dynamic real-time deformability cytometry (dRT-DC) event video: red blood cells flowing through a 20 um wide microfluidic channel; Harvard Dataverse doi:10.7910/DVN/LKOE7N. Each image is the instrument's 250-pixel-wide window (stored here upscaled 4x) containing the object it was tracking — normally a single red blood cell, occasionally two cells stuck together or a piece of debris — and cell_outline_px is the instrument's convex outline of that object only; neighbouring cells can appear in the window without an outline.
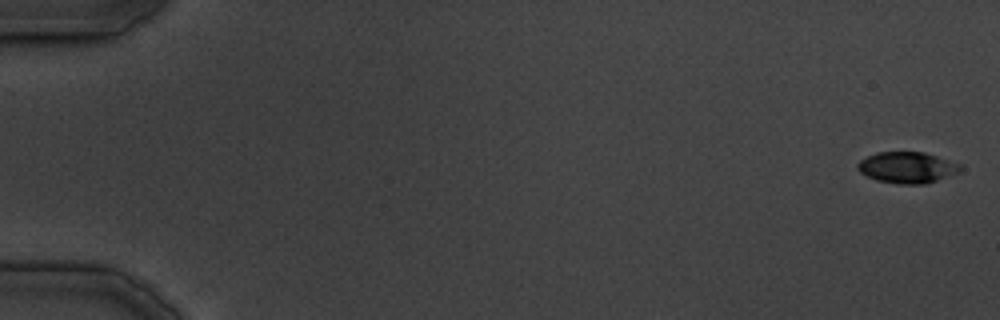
{"species": "common noctule bat (a hibernating species)", "species_latin": "Nyctalus noctula", "temperature_condition": "cold", "stored_images_in_passage": 35, "camera_frame_rate_fps": 3000, "um_per_image_px": 0.085, "animal": {"sex": "male", "body_mass_g": 19.5, "forearm_length_mm": 54.6}, "frame": {"image": 1, "passage_image": 1, "time_ms": 0.0, "image_size_px": [1000, 320], "cell_outline_px": [[964, 168], [960, 172], [924, 184], [900, 184], [876, 180], [860, 172], [856, 168], [856, 164], [860, 160], [876, 152], [924, 152], [960, 164]], "centroid_in_image_um": [77.1, 14.23], "position_along_channel_um": 7.9, "area_um2": 18.61}}